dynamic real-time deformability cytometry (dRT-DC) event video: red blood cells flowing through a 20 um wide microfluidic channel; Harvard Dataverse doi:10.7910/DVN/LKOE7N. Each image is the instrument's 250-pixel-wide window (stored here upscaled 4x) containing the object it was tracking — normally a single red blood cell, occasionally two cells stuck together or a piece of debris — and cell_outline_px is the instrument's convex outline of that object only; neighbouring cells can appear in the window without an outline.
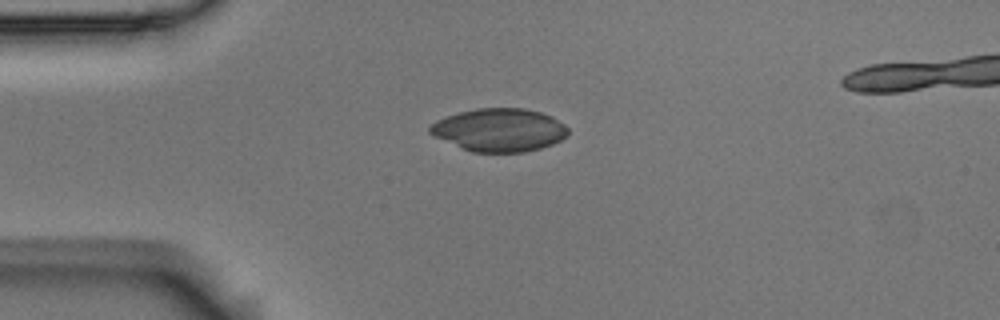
{"species": "Egyptian fruit bat (a non-hibernating species)", "species_latin": "Rousettus aegyptiacus", "temperature_condition": "room temperature", "stored_images_in_passage": 4, "camera_frame_rate_fps": 3000, "um_per_image_px": 0.085, "animal": {"sex": "male"}, "frame": {"image": 1, "passage_image": 1, "time_ms": 0.0, "image_size_px": [1000, 320], "cell_outline_px": [[568, 136], [552, 144], [540, 148], [524, 152], [472, 152], [436, 136], [428, 132], [428, 128], [436, 120], [444, 116], [476, 108], [524, 108], [540, 112], [552, 116], [564, 124], [568, 128]], "centroid_in_image_um": [42.46, 11.03], "position_along_channel_um": 42.5, "area_um2": 34.51}}
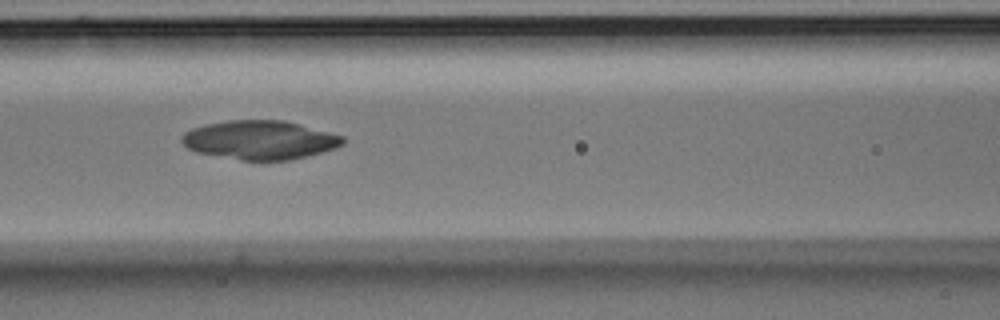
{"frame": {"image": 2, "passage_image": 4, "time_ms": 1.0, "image_size_px": [1000, 320], "cell_outline_px": [[344, 144], [336, 148], [288, 160], [240, 160], [196, 152], [188, 148], [180, 140], [180, 136], [184, 132], [192, 128], [204, 124], [228, 120], [284, 120], [344, 136]], "centroid_in_image_um": [22.05, 11.89], "position_along_channel_um": 144.6, "area_um2": 36.41}}